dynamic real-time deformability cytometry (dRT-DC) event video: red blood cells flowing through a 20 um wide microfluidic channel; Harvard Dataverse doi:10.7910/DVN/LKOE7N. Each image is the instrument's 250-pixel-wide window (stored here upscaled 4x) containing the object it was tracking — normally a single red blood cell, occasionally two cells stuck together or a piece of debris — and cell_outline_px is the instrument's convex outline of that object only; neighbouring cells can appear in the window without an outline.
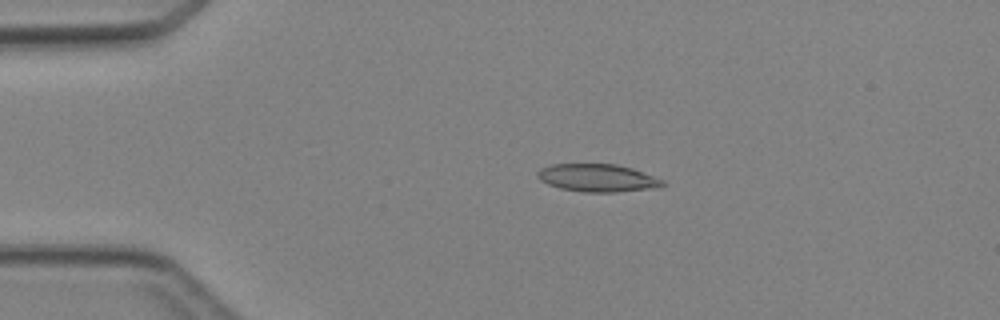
{"species": "Egyptian fruit bat (a non-hibernating species)", "species_latin": "Rousettus aegyptiacus", "temperature_condition": "cold", "stored_images_in_passage": 3, "camera_frame_rate_fps": 3000, "um_per_image_px": 0.085, "animal": {"sex": "female"}, "frame": {"image": 1, "passage_image": 2, "time_ms": 1.333, "image_size_px": [1000, 320], "cell_outline_px": [[664, 184], [660, 188], [616, 192], [584, 192], [560, 188], [548, 184], [540, 180], [536, 176], [536, 172], [540, 168], [552, 164], [616, 164], [632, 168], [664, 180]], "centroid_in_image_um": [50.79, 15.12], "position_along_channel_um": 34.2, "area_um2": 20.35}}